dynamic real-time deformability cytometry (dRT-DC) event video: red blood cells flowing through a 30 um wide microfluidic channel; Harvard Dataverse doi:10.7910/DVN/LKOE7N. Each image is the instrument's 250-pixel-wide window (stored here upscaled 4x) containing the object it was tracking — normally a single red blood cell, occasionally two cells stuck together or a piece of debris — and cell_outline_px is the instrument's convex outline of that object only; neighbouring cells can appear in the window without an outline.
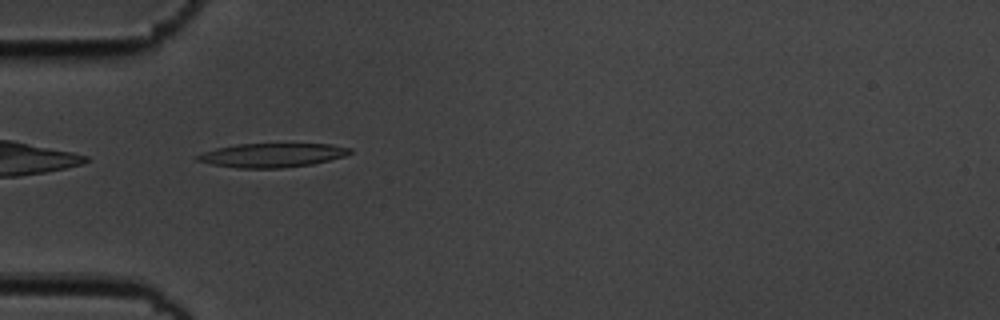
{"species": "common noctule bat (a hibernating species)", "species_latin": "Nyctalus noctula", "temperature_condition": "cold", "stored_images_in_passage": 39, "camera_frame_rate_fps": 3000, "um_per_image_px": 0.085, "animal": {"sex": "male", "body_mass_g": 19.5, "forearm_length_mm": 54.6}, "frame": {"image": 1, "passage_image": 1, "time_ms": 0.0, "image_size_px": [1000, 320], "cell_outline_px": [[352, 152], [344, 156], [312, 164], [280, 168], [236, 168], [212, 164], [196, 160], [192, 156], [216, 148], [236, 144], [332, 144], [352, 148]], "centroid_in_image_um": [23.1, 13.19], "position_along_channel_um": 61.9, "area_um2": 21.33}}
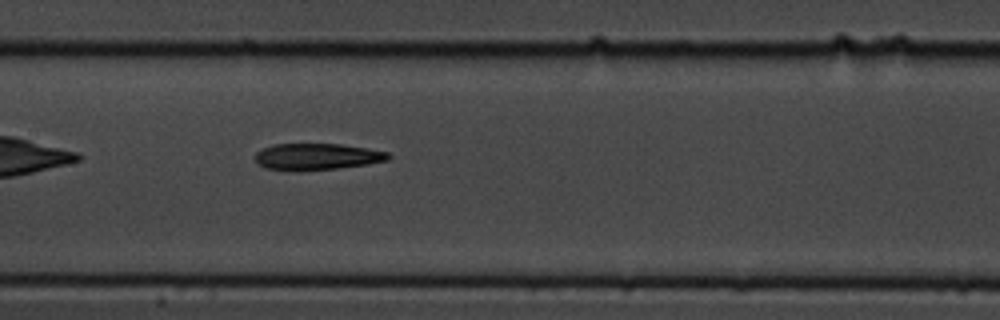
{"frame": {"image": 2, "passage_image": 11, "time_ms": 3.333, "image_size_px": [1000, 320], "cell_outline_px": [[392, 156], [388, 160], [368, 164], [336, 168], [264, 168], [256, 164], [256, 152], [272, 144], [340, 144], [368, 148], [388, 152]], "centroid_in_image_um": [27.0, 13.27], "position_along_channel_um": 180.4, "area_um2": 19.83}}
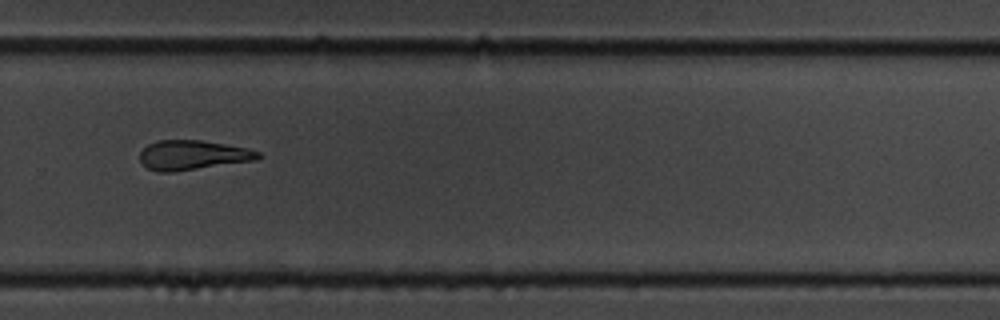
{"frame": {"image": 3, "passage_image": 22, "time_ms": 7.0, "image_size_px": [1000, 320], "cell_outline_px": [[260, 156], [256, 160], [176, 172], [156, 172], [148, 168], [140, 160], [140, 152], [148, 144], [156, 140], [200, 140], [248, 148], [260, 152]], "centroid_in_image_um": [16.36, 13.19], "position_along_channel_um": 313.4, "area_um2": 20.46}, "authors_computed_cell_mechanics": {"area_um2": 21.2704, "velocity_mm_per_s": 3.6462, "shape_relaxation_time_tau1_ms": 5.9753, "shape_relaxation_time_tau2_ms": 4.525, "deformation_change_tau1": 0.1876, "deformation_change_tau2": 0.1501}}